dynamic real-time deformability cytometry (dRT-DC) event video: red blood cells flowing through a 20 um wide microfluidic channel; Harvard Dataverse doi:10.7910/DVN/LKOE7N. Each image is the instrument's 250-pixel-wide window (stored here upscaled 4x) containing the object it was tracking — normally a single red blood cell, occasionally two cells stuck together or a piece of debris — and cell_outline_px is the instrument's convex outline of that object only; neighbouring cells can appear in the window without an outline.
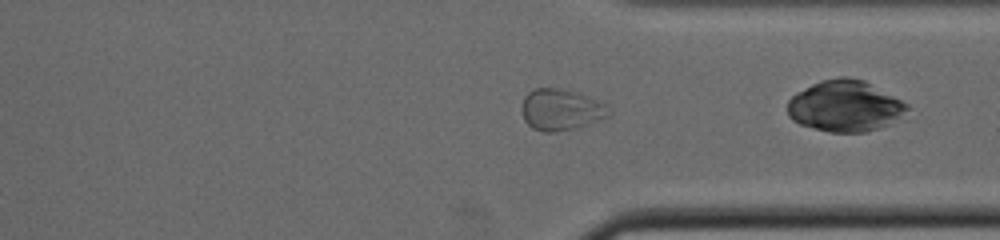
{"species": "common noctule bat (a hibernating species)", "species_latin": "Nyctalus noctula", "temperature_condition": "cold", "stored_images_in_passage": 39, "camera_frame_rate_fps": 3000, "um_per_image_px": 0.085, "animal": {"sex": "male", "body_mass_g": 19.0, "forearm_length_mm": 50.8}, "frame": {"image": 1, "passage_image": 28, "time_ms": 9.0, "image_size_px": [1000, 240], "cell_outline_px": [[608, 116], [588, 124], [556, 132], [544, 132], [532, 128], [524, 120], [520, 108], [524, 96], [532, 88], [556, 88], [576, 92], [600, 100], [604, 104]], "centroid_in_image_um": [47.6, 9.31], "position_along_channel_um": 363.8, "area_um2": 20.81}}